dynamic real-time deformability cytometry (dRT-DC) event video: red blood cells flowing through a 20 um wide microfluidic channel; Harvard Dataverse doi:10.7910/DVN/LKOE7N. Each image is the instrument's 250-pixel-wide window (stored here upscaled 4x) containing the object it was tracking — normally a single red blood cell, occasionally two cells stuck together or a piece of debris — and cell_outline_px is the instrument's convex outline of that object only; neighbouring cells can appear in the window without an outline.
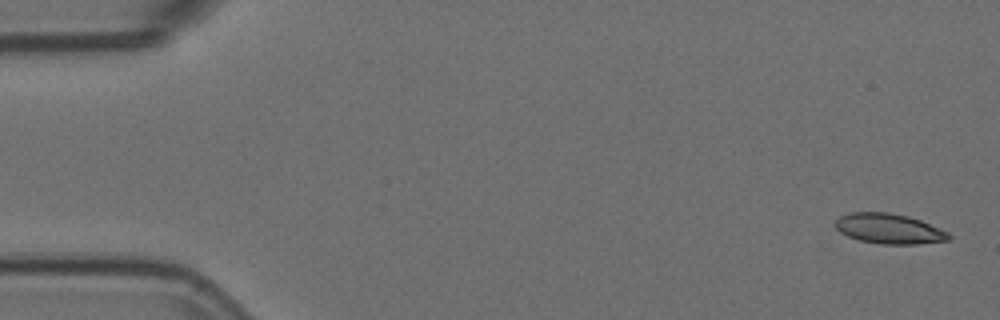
{"species": "Egyptian fruit bat (a non-hibernating species)", "species_latin": "Rousettus aegyptiacus", "temperature_condition": "room temperature", "stored_images_in_passage": 4, "camera_frame_rate_fps": 3000, "um_per_image_px": 0.085, "animal": {"sex": "female"}, "frame": {"image": 1, "passage_image": 1, "time_ms": 0.0, "image_size_px": [1000, 320], "cell_outline_px": [[952, 236], [948, 240], [916, 244], [880, 244], [860, 240], [848, 236], [840, 232], [836, 228], [836, 220], [840, 216], [848, 212], [888, 212], [908, 216], [920, 220], [948, 232]], "centroid_in_image_um": [75.56, 19.43], "position_along_channel_um": 9.4, "area_um2": 19.83}}